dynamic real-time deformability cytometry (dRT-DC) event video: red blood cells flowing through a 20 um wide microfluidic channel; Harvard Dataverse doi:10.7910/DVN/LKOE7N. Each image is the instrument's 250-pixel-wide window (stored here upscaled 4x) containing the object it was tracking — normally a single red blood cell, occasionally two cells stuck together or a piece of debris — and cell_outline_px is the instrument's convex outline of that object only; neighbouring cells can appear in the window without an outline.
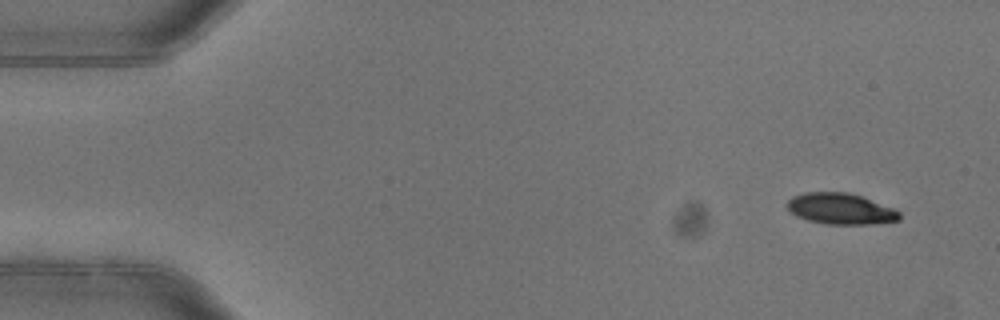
{"species": "common noctule bat (a hibernating species)", "species_latin": "Nyctalus noctula", "temperature_condition": "warm", "stored_images_in_passage": 4, "camera_frame_rate_fps": 3000, "um_per_image_px": 0.085, "animal": {"sex": "female"}, "frame": {"image": 1, "passage_image": 1, "time_ms": 0.0, "image_size_px": [1000, 320], "cell_outline_px": [[900, 220], [872, 224], [828, 224], [808, 220], [796, 216], [788, 208], [788, 200], [792, 196], [804, 192], [848, 192], [864, 196], [892, 208], [900, 212]], "centroid_in_image_um": [71.46, 17.73], "position_along_channel_um": 13.5, "area_um2": 20.35}}
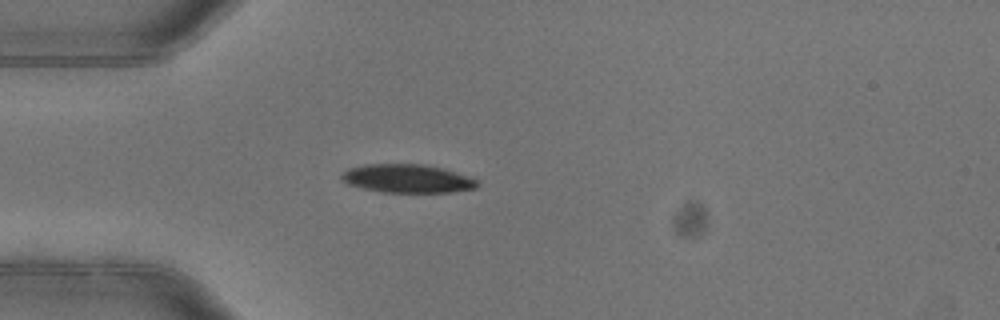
{"frame": {"image": 2, "passage_image": 4, "time_ms": 1.0, "image_size_px": [1000, 320], "cell_outline_px": [[480, 184], [476, 188], [452, 192], [380, 192], [348, 184], [340, 180], [340, 176], [348, 168], [364, 164], [424, 164], [444, 168], [476, 180]], "centroid_in_image_um": [34.59, 15.17], "position_along_channel_um": 50.4, "area_um2": 22.48}}